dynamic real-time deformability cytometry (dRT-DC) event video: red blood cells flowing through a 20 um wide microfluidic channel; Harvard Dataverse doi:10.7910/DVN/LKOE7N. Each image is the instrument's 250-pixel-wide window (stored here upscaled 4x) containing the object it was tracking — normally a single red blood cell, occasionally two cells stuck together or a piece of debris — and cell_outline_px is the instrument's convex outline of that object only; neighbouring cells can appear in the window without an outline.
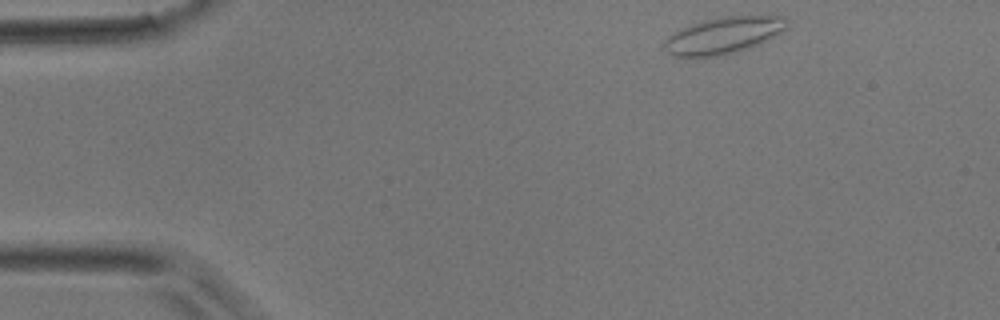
{"species": "common noctule bat (a hibernating species)", "species_latin": "Nyctalus noctula", "temperature_condition": "room temperature", "stored_images_in_passage": 4, "camera_frame_rate_fps": 3000, "um_per_image_px": 0.085, "animal": {"sex": "male", "body_mass_g": 17.9}, "frame": {"image": 1, "passage_image": 1, "time_ms": 0.0, "image_size_px": [1000, 320], "cell_outline_px": [[788, 28], [760, 44], [724, 56], [676, 56], [668, 52], [664, 48], [664, 40], [668, 36], [700, 20], [724, 16], [784, 16], [788, 20]], "centroid_in_image_um": [61.54, 3.0], "position_along_channel_um": 23.5, "area_um2": 26.13}}
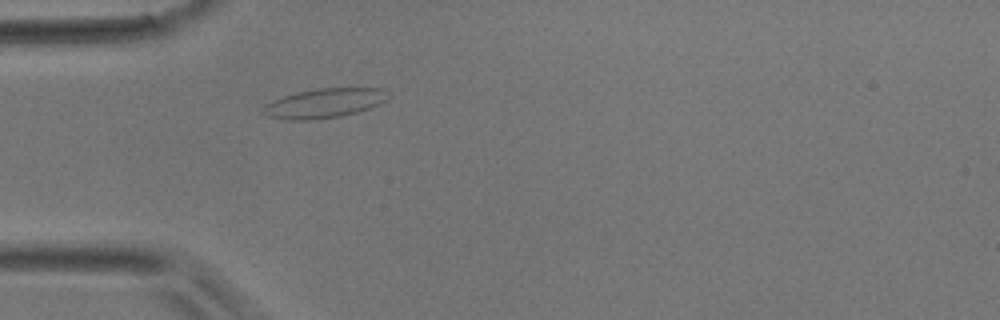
{"frame": {"image": 2, "passage_image": 3, "time_ms": 0.667, "image_size_px": [1000, 320], "cell_outline_px": [[388, 100], [380, 104], [356, 112], [340, 116], [312, 120], [288, 120], [268, 116], [260, 112], [260, 108], [264, 104], [272, 100], [296, 92], [316, 88], [380, 88], [388, 92]], "centroid_in_image_um": [27.51, 8.77], "position_along_channel_um": 57.5, "area_um2": 21.62}}